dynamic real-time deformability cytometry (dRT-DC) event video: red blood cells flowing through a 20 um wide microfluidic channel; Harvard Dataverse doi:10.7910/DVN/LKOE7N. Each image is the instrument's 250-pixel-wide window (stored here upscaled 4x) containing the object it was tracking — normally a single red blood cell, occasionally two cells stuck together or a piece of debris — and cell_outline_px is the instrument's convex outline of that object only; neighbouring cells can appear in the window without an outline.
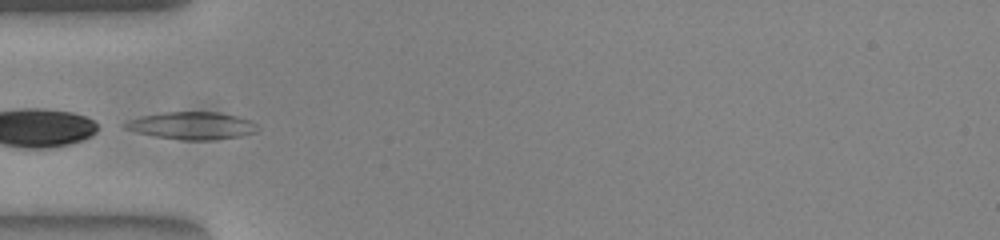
{"species": "common noctule bat (a hibernating species)", "species_latin": "Nyctalus noctula", "temperature_condition": "warm", "stored_images_in_passage": 31, "camera_frame_rate_fps": 3000, "um_per_image_px": 0.085, "animal": {"sex": "female", "body_mass_g": 23.0, "forearm_length_mm": 53.4}, "frame": {"image": 1, "passage_image": 1, "time_ms": 0.0, "image_size_px": [1000, 240], "cell_outline_px": [[260, 128], [256, 132], [240, 136], [212, 140], [184, 140], [156, 136], [136, 132], [124, 128], [120, 124], [128, 120], [140, 116], [164, 112], [220, 112], [236, 116], [248, 120], [256, 124]], "centroid_in_image_um": [16.29, 10.68], "position_along_channel_um": 68.7, "area_um2": 21.21}}
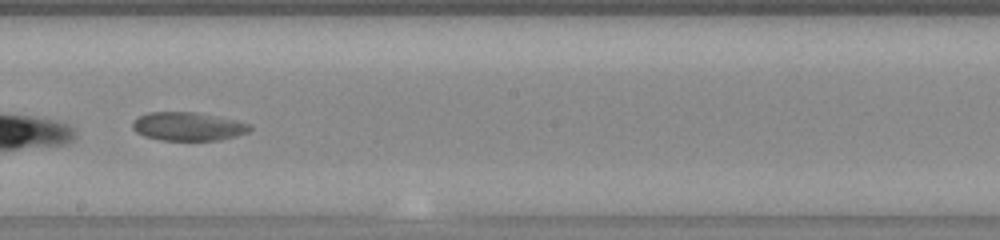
{"frame": {"image": 2, "passage_image": 14, "time_ms": 4.333, "image_size_px": [1000, 240], "cell_outline_px": [[252, 128], [248, 132], [236, 136], [220, 140], [160, 140], [144, 136], [136, 132], [132, 128], [132, 124], [140, 116], [148, 112], [196, 112], [232, 120], [248, 124]], "centroid_in_image_um": [15.95, 10.76], "position_along_channel_um": 232.3, "area_um2": 19.19}, "authors_computed_cell_mechanics": {"area_um2": 20.23, "velocity_mm_per_s": 3.7788, "shape_relaxation_time_tau1_ms": null, "shape_relaxation_time_tau2_ms": 2.9076, "deformation_change_tau1": null, "deformation_change_tau2": 0.0458}}